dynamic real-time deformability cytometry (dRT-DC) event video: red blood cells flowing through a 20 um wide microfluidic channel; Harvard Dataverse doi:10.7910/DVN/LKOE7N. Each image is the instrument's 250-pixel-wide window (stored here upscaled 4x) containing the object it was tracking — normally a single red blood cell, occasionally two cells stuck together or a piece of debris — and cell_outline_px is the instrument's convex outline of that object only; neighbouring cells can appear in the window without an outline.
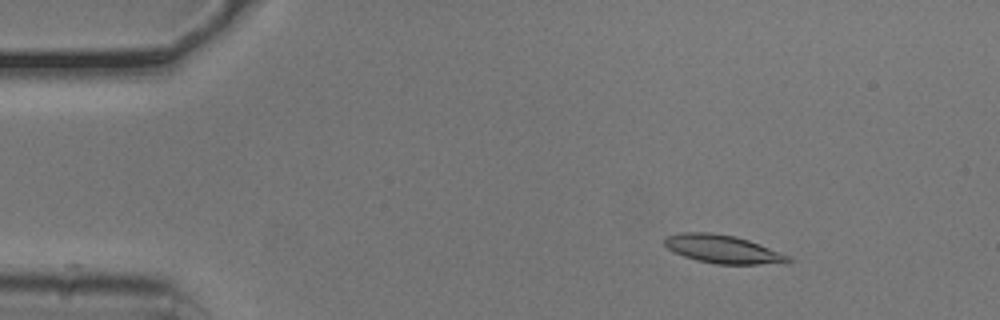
{"species": "common noctule bat (a hibernating species)", "species_latin": "Nyctalus noctula", "temperature_condition": "cold", "stored_images_in_passage": 26, "camera_frame_rate_fps": 3000, "um_per_image_px": 0.085, "animal": {"sex": "male", "body_mass_g": 20.5, "forearm_length_mm": 52.5}, "frame": {"image": 1, "passage_image": 1, "time_ms": 0.0, "image_size_px": [1000, 320], "cell_outline_px": [[792, 260], [784, 264], [716, 264], [696, 260], [684, 256], [668, 248], [664, 244], [664, 240], [668, 236], [684, 232], [708, 232], [736, 236], [748, 240], [792, 256]], "centroid_in_image_um": [61.5, 21.19], "position_along_channel_um": 23.5, "area_um2": 20.35}}
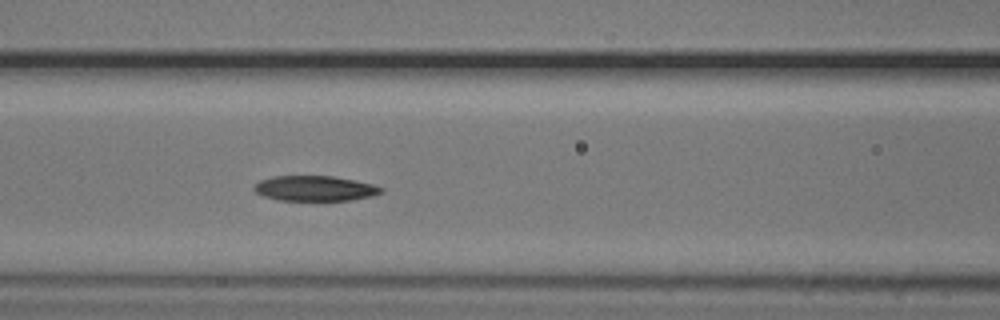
{"frame": {"image": 2, "passage_image": 16, "time_ms": 5.0, "image_size_px": [1000, 320], "cell_outline_px": [[384, 192], [372, 196], [352, 200], [280, 200], [264, 196], [256, 192], [252, 188], [260, 180], [272, 176], [332, 176], [356, 180], [372, 184], [384, 188]], "centroid_in_image_um": [26.79, 16.01], "position_along_channel_um": 139.8, "area_um2": 18.67}}
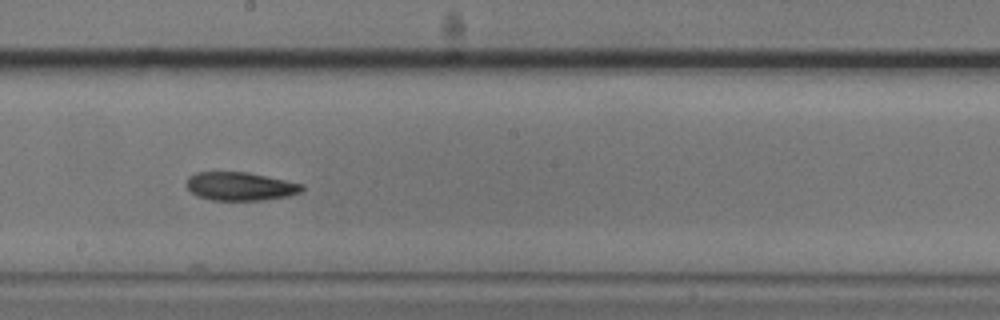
{"frame": {"image": 3, "passage_image": 23, "time_ms": 7.333, "image_size_px": [1000, 320], "cell_outline_px": [[304, 188], [300, 192], [288, 196], [264, 200], [212, 200], [196, 196], [184, 184], [188, 176], [196, 172], [248, 172], [304, 184]], "centroid_in_image_um": [20.39, 15.83], "position_along_channel_um": 227.8, "area_um2": 19.25}}